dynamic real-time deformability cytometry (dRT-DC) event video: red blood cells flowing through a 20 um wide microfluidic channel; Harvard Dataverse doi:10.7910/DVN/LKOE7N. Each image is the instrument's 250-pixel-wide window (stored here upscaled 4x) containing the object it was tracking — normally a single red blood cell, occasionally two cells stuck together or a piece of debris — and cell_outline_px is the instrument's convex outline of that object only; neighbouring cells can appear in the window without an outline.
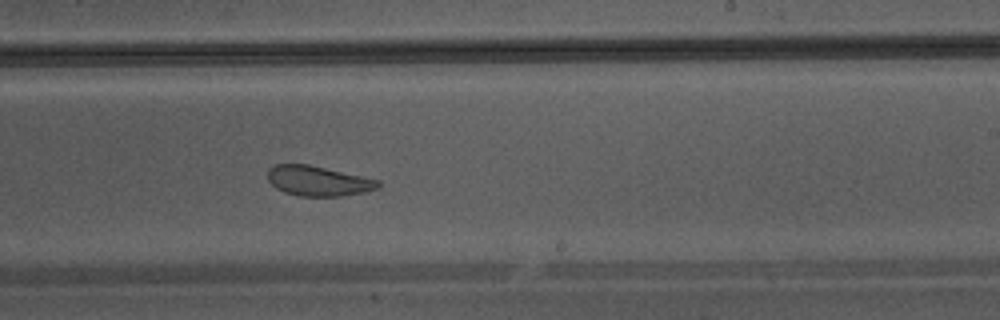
{"species": "Egyptian fruit bat (a non-hibernating species)", "species_latin": "Rousettus aegyptiacus", "temperature_condition": "warm", "stored_images_in_passage": 44, "camera_frame_rate_fps": 3000, "um_per_image_px": 0.085, "animal": {"sex": "male"}, "frame": {"image": 1, "passage_image": 26, "time_ms": 8.333, "image_size_px": [1000, 320], "cell_outline_px": [[380, 184], [376, 188], [364, 192], [340, 196], [300, 196], [284, 192], [276, 188], [268, 180], [268, 168], [276, 164], [308, 164], [380, 180]], "centroid_in_image_um": [27.02, 15.37], "position_along_channel_um": 262.0, "area_um2": 19.19}}